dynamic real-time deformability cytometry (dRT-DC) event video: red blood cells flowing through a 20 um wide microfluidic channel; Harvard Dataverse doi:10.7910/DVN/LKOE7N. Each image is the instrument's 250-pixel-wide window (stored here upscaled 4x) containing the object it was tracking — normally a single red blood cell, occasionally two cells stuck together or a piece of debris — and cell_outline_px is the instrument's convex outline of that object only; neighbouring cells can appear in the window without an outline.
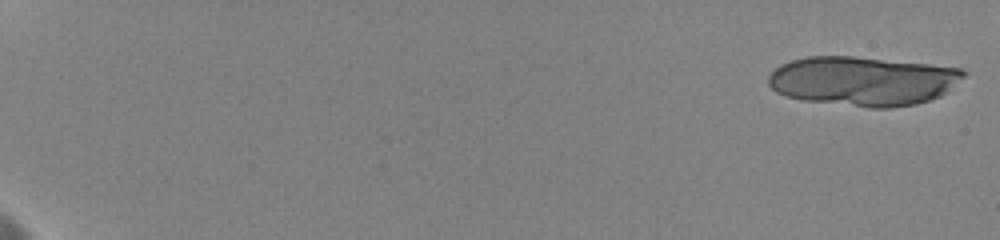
{"species": "human", "species_latin": "Homo sapiens", "temperature_condition": "cold", "stored_images_in_passage": 21, "camera_frame_rate_fps": 3000, "um_per_image_px": 0.085, "donor": {"sex": "female"}, "frame": {"image": 1, "passage_image": 1, "time_ms": 0.0, "image_size_px": [1000, 240], "cell_outline_px": [[968, 72], [964, 76], [940, 96], [916, 104], [888, 108], [872, 108], [804, 100], [788, 96], [776, 92], [768, 84], [768, 76], [780, 64], [792, 60], [808, 56], [852, 56], [928, 64], [960, 68]], "centroid_in_image_um": [73.32, 6.88], "position_along_channel_um": 11.7, "area_um2": 55.78}}